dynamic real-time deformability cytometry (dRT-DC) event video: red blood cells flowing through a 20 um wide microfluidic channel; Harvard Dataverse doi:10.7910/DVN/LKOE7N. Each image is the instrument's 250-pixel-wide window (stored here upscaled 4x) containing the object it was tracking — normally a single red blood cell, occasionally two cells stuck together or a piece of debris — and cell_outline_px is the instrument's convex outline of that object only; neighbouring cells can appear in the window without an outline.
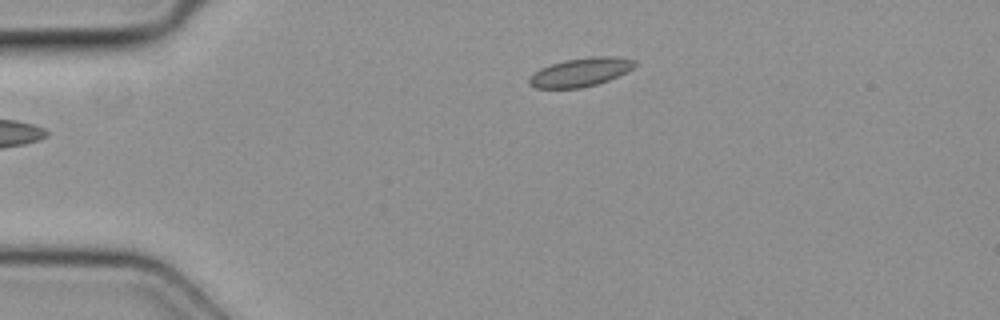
{"species": "common noctule bat (a hibernating species)", "species_latin": "Nyctalus noctula", "temperature_condition": "cold", "stored_images_in_passage": 4, "camera_frame_rate_fps": 3000, "um_per_image_px": 0.085, "animal": {"sex": "female", "body_mass_g": 19.3, "forearm_length_mm": 54.1}, "frame": {"image": 1, "passage_image": 4, "time_ms": 1.0, "image_size_px": [1000, 320], "cell_outline_px": [[636, 64], [632, 68], [608, 80], [596, 84], [580, 88], [536, 88], [528, 84], [528, 80], [540, 68], [564, 60], [592, 56], [616, 56], [636, 60]], "centroid_in_image_um": [49.34, 6.12], "position_along_channel_um": 35.7, "area_um2": 17.4}}